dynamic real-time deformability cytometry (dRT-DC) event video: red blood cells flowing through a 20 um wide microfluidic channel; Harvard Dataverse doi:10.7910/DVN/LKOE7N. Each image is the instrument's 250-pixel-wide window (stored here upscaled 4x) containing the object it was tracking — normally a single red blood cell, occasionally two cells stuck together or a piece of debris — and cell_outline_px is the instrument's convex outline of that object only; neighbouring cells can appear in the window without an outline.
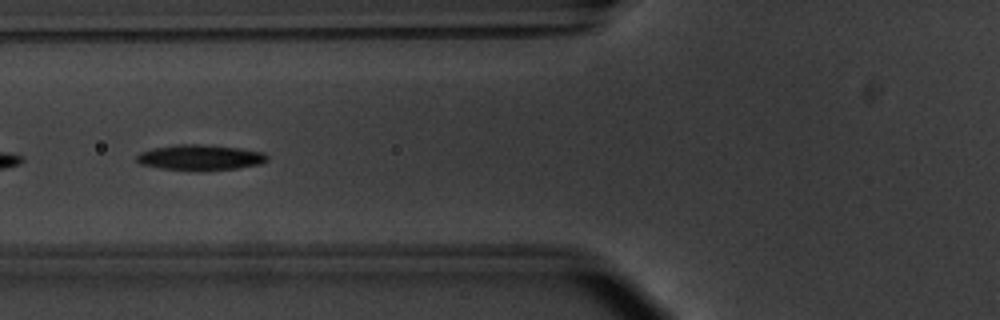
{"species": "common noctule bat (a hibernating species)", "species_latin": "Nyctalus noctula", "temperature_condition": "warm", "stored_images_in_passage": 9, "camera_frame_rate_fps": 3000, "um_per_image_px": 0.085, "animal": {"sex": "male", "body_mass_g": 20.1, "forearm_length_mm": 53.5}, "frame": {"image": 1, "passage_image": 7, "time_ms": 2.0, "image_size_px": [1000, 320], "cell_outline_px": [[268, 160], [260, 164], [240, 168], [160, 168], [140, 164], [136, 160], [136, 156], [140, 152], [152, 148], [180, 144], [200, 144], [240, 148], [264, 152], [268, 156]], "centroid_in_image_um": [17.03, 13.34], "position_along_channel_um": 108.8, "area_um2": 18.67}}